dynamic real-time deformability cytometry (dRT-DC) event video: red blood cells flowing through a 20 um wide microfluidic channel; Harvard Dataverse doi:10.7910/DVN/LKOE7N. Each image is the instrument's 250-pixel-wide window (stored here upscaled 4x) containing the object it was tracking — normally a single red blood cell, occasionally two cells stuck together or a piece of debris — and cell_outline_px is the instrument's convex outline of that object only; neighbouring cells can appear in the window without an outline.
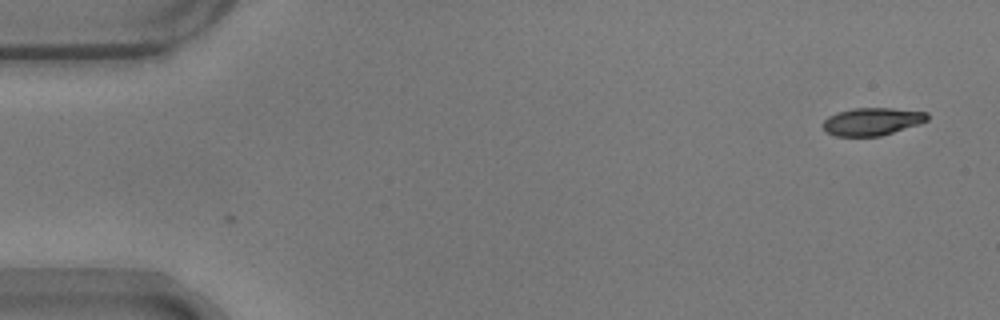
{"species": "common noctule bat (a hibernating species)", "species_latin": "Nyctalus noctula", "temperature_condition": "warm", "stored_images_in_passage": 2, "camera_frame_rate_fps": 3000, "um_per_image_px": 0.085, "animal": {"sex": "male", "body_mass_g": 17.9}, "frame": {"image": 1, "passage_image": 1, "time_ms": 0.0, "image_size_px": [1000, 320], "cell_outline_px": [[928, 120], [920, 124], [880, 136], [836, 136], [828, 132], [820, 124], [828, 116], [836, 112], [852, 108], [892, 108], [928, 112]], "centroid_in_image_um": [74.12, 10.32], "position_along_channel_um": 10.9, "area_um2": 16.94}}